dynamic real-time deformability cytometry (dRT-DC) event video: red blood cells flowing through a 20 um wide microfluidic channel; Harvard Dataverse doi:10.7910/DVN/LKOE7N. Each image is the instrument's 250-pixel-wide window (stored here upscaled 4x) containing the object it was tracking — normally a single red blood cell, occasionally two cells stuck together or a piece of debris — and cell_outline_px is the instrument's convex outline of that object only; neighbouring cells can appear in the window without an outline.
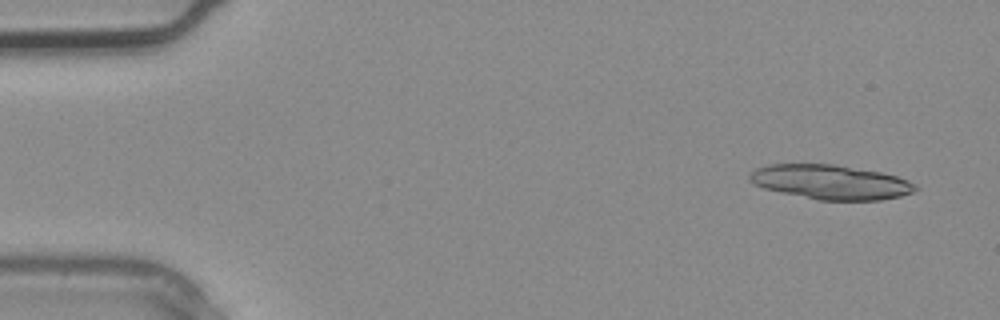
{"species": "common noctule bat (a hibernating species)", "species_latin": "Nyctalus noctula", "temperature_condition": "warm", "stored_images_in_passage": 3, "camera_frame_rate_fps": 3000, "um_per_image_px": 0.085, "animal": {"sex": "male", "body_mass_g": 20.4}, "frame": {"image": 1, "passage_image": 1, "time_ms": 0.0, "image_size_px": [1000, 320], "cell_outline_px": [[920, 188], [912, 192], [900, 196], [880, 200], [820, 200], [780, 192], [764, 188], [748, 180], [748, 176], [756, 168], [768, 164], [832, 164], [880, 172], [896, 176], [908, 180], [916, 184]], "centroid_in_image_um": [70.61, 15.47], "position_along_channel_um": 14.4, "area_um2": 33.12}}